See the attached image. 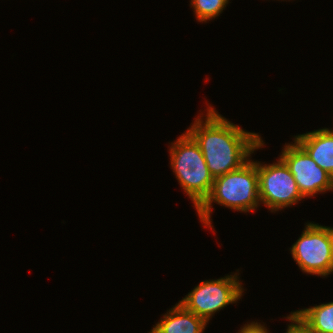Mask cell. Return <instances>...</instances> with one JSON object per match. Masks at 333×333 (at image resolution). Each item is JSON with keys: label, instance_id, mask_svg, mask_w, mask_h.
I'll return each instance as SVG.
<instances>
[{"label": "cell", "instance_id": "obj_1", "mask_svg": "<svg viewBox=\"0 0 333 333\" xmlns=\"http://www.w3.org/2000/svg\"><path fill=\"white\" fill-rule=\"evenodd\" d=\"M208 108L205 120L198 116L186 132L199 145L209 172L216 178L241 168L264 143L259 134L243 130L212 106Z\"/></svg>", "mask_w": 333, "mask_h": 333}, {"label": "cell", "instance_id": "obj_2", "mask_svg": "<svg viewBox=\"0 0 333 333\" xmlns=\"http://www.w3.org/2000/svg\"><path fill=\"white\" fill-rule=\"evenodd\" d=\"M213 202L234 211L249 212L255 210L261 204L257 162L249 160L241 168L214 178L209 196L196 209L200 221L212 229L210 214Z\"/></svg>", "mask_w": 333, "mask_h": 333}, {"label": "cell", "instance_id": "obj_3", "mask_svg": "<svg viewBox=\"0 0 333 333\" xmlns=\"http://www.w3.org/2000/svg\"><path fill=\"white\" fill-rule=\"evenodd\" d=\"M171 144V169L197 209L209 196L214 177L209 172L199 145L187 132Z\"/></svg>", "mask_w": 333, "mask_h": 333}, {"label": "cell", "instance_id": "obj_4", "mask_svg": "<svg viewBox=\"0 0 333 333\" xmlns=\"http://www.w3.org/2000/svg\"><path fill=\"white\" fill-rule=\"evenodd\" d=\"M301 237L290 248L292 258L304 273L327 276L333 273L331 227L306 223Z\"/></svg>", "mask_w": 333, "mask_h": 333}, {"label": "cell", "instance_id": "obj_5", "mask_svg": "<svg viewBox=\"0 0 333 333\" xmlns=\"http://www.w3.org/2000/svg\"><path fill=\"white\" fill-rule=\"evenodd\" d=\"M237 275L202 281L179 303L208 323L214 313L240 300L244 289Z\"/></svg>", "mask_w": 333, "mask_h": 333}, {"label": "cell", "instance_id": "obj_6", "mask_svg": "<svg viewBox=\"0 0 333 333\" xmlns=\"http://www.w3.org/2000/svg\"><path fill=\"white\" fill-rule=\"evenodd\" d=\"M260 203L271 212L290 207L305 199L285 162L279 158L277 163L262 165L257 162Z\"/></svg>", "mask_w": 333, "mask_h": 333}, {"label": "cell", "instance_id": "obj_7", "mask_svg": "<svg viewBox=\"0 0 333 333\" xmlns=\"http://www.w3.org/2000/svg\"><path fill=\"white\" fill-rule=\"evenodd\" d=\"M293 142L294 144H285L280 158L288 166L302 196L309 198L317 193L332 191L333 177Z\"/></svg>", "mask_w": 333, "mask_h": 333}, {"label": "cell", "instance_id": "obj_8", "mask_svg": "<svg viewBox=\"0 0 333 333\" xmlns=\"http://www.w3.org/2000/svg\"><path fill=\"white\" fill-rule=\"evenodd\" d=\"M323 170L333 177V130H314L293 139Z\"/></svg>", "mask_w": 333, "mask_h": 333}, {"label": "cell", "instance_id": "obj_9", "mask_svg": "<svg viewBox=\"0 0 333 333\" xmlns=\"http://www.w3.org/2000/svg\"><path fill=\"white\" fill-rule=\"evenodd\" d=\"M163 316L150 333H202L207 325L179 302Z\"/></svg>", "mask_w": 333, "mask_h": 333}, {"label": "cell", "instance_id": "obj_10", "mask_svg": "<svg viewBox=\"0 0 333 333\" xmlns=\"http://www.w3.org/2000/svg\"><path fill=\"white\" fill-rule=\"evenodd\" d=\"M310 333H333V302L292 312Z\"/></svg>", "mask_w": 333, "mask_h": 333}, {"label": "cell", "instance_id": "obj_11", "mask_svg": "<svg viewBox=\"0 0 333 333\" xmlns=\"http://www.w3.org/2000/svg\"><path fill=\"white\" fill-rule=\"evenodd\" d=\"M228 3L229 0H191L190 5L194 9L196 19L206 23L218 17Z\"/></svg>", "mask_w": 333, "mask_h": 333}, {"label": "cell", "instance_id": "obj_12", "mask_svg": "<svg viewBox=\"0 0 333 333\" xmlns=\"http://www.w3.org/2000/svg\"><path fill=\"white\" fill-rule=\"evenodd\" d=\"M286 319L291 321V324L288 325L286 333H310L293 313H290Z\"/></svg>", "mask_w": 333, "mask_h": 333}, {"label": "cell", "instance_id": "obj_13", "mask_svg": "<svg viewBox=\"0 0 333 333\" xmlns=\"http://www.w3.org/2000/svg\"><path fill=\"white\" fill-rule=\"evenodd\" d=\"M237 333H269V330L258 322H252L245 324Z\"/></svg>", "mask_w": 333, "mask_h": 333}, {"label": "cell", "instance_id": "obj_14", "mask_svg": "<svg viewBox=\"0 0 333 333\" xmlns=\"http://www.w3.org/2000/svg\"><path fill=\"white\" fill-rule=\"evenodd\" d=\"M331 233H332V238H333V228L331 227Z\"/></svg>", "mask_w": 333, "mask_h": 333}]
</instances>
